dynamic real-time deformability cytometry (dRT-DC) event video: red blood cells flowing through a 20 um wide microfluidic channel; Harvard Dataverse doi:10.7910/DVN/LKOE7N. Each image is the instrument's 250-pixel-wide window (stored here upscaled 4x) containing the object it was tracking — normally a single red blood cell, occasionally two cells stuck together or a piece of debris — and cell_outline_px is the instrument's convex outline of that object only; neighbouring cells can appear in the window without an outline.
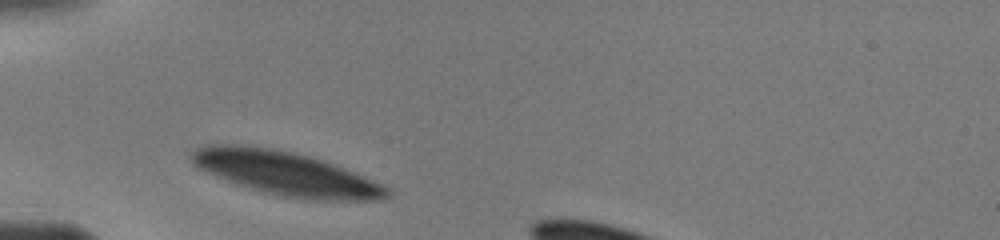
{"species": "human", "species_latin": "Homo sapiens", "temperature_condition": "warm", "stored_images_in_passage": 4, "camera_frame_rate_fps": 3000, "um_per_image_px": 0.085, "donor": {"sex": "male"}, "frame": {"image": 1, "passage_image": 1, "time_ms": 0.0, "image_size_px": [1000, 240], "cell_outline_px": [[392, 192], [384, 200], [308, 200], [280, 196], [260, 192], [236, 184], [204, 172], [196, 168], [192, 164], [192, 152], [196, 148], [208, 144], [236, 144], [276, 148], [308, 156], [344, 168], [384, 184]], "centroid_in_image_um": [24.27, 14.75], "position_along_channel_um": 60.7, "area_um2": 50.29}}